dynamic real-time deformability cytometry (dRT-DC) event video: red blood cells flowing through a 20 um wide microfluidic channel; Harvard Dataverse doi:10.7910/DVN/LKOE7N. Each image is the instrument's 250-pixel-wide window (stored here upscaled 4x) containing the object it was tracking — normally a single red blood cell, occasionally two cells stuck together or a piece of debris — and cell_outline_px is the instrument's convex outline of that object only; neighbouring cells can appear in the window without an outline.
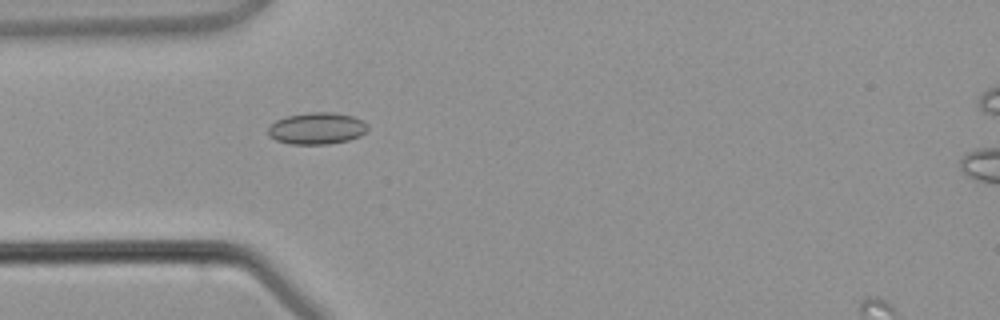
{"species": "common noctule bat (a hibernating species)", "species_latin": "Nyctalus noctula", "temperature_condition": "warm", "stored_images_in_passage": 5, "camera_frame_rate_fps": 3000, "um_per_image_px": 0.085, "animal": {"sex": "male", "body_mass_g": 21.5, "forearm_length_mm": 52.0}, "frame": {"image": 1, "passage_image": 4, "time_ms": 3.667, "image_size_px": [1000, 320], "cell_outline_px": [[368, 128], [360, 136], [348, 140], [328, 144], [288, 144], [276, 140], [268, 136], [268, 128], [276, 120], [288, 116], [312, 112], [332, 112], [352, 116], [368, 124]], "centroid_in_image_um": [26.92, 10.92], "position_along_channel_um": 58.1, "area_um2": 18.32}}